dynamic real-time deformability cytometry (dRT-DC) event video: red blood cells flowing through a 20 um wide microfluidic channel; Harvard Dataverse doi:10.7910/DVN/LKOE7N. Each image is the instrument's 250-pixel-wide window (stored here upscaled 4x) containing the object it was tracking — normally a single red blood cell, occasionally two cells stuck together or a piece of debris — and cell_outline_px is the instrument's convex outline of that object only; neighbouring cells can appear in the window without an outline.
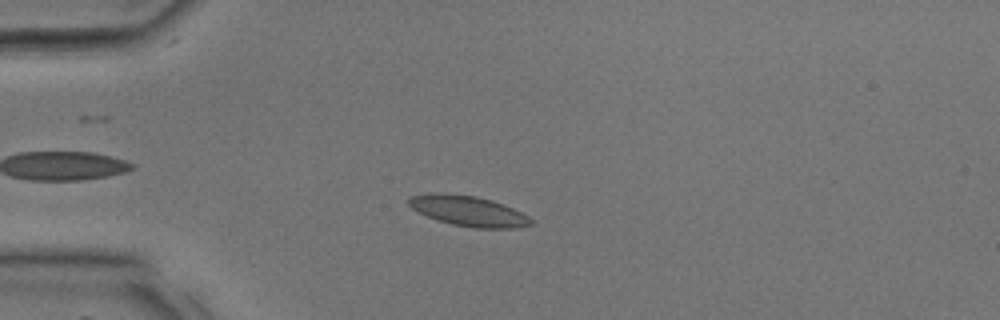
{"species": "common noctule bat (a hibernating species)", "species_latin": "Nyctalus noctula", "temperature_condition": "room temperature", "stored_images_in_passage": 34, "camera_frame_rate_fps": 3000, "um_per_image_px": 0.085, "animal": {"sex": "male", "body_mass_g": 17.9, "forearm_length_mm": 54.2}, "frame": {"image": 1, "passage_image": 8, "time_ms": 2.333, "image_size_px": [1000, 320], "cell_outline_px": [[532, 224], [516, 228], [476, 228], [452, 224], [428, 216], [412, 208], [408, 204], [408, 196], [476, 196], [492, 200], [512, 208], [528, 216], [532, 220]], "centroid_in_image_um": [39.92, 17.99], "position_along_channel_um": 45.1, "area_um2": 20.35}}
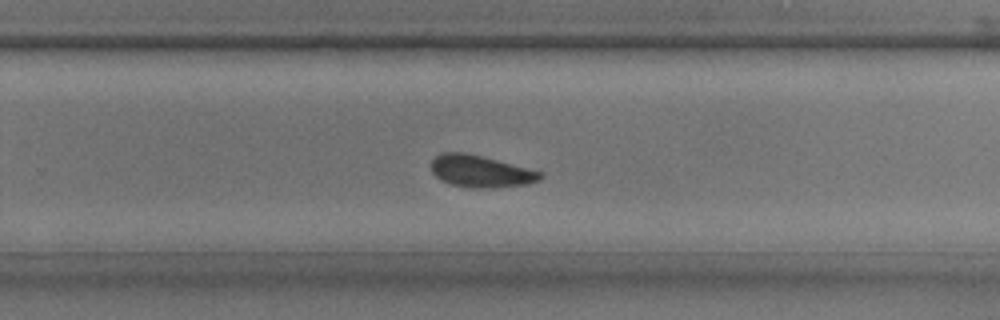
{"frame": {"image": 2, "passage_image": 22, "time_ms": 7.0, "image_size_px": [1000, 320], "cell_outline_px": [[544, 176], [540, 180], [528, 184], [488, 188], [472, 188], [452, 184], [440, 180], [432, 172], [432, 160], [440, 152], [464, 152], [544, 172]], "centroid_in_image_um": [40.87, 14.56], "position_along_channel_um": 288.9, "area_um2": 20.23}}
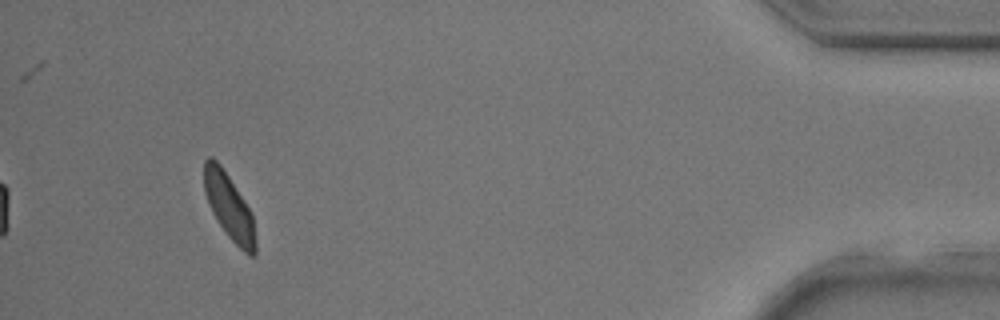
{"frame": {"image": 3, "passage_image": 32, "time_ms": 10.333, "image_size_px": [1000, 320], "cell_outline_px": [[256, 256], [248, 256], [228, 236], [212, 212], [204, 192], [204, 160], [208, 156], [212, 156], [220, 164], [252, 212], [256, 240]], "centroid_in_image_um": [19.48, 17.58], "position_along_channel_um": 415.7, "area_um2": 19.59}}